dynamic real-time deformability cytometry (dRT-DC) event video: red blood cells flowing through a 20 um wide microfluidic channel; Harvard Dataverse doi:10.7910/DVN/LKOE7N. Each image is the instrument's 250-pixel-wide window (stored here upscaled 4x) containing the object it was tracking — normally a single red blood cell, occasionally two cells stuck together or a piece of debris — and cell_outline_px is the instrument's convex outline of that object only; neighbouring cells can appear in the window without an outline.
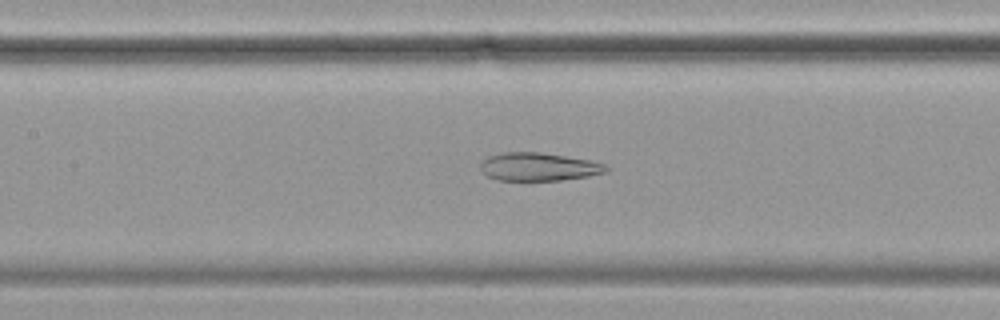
{"species": "common noctule bat (a hibernating species)", "species_latin": "Nyctalus noctula", "temperature_condition": "cold", "stored_images_in_passage": 56, "camera_frame_rate_fps": 3000, "um_per_image_px": 0.085, "animal": {"sex": "female", "body_mass_g": 19.9}, "frame": {"image": 1, "passage_image": 25, "time_ms": 8.0, "image_size_px": [1000, 320], "cell_outline_px": [[608, 168], [604, 172], [588, 176], [560, 180], [500, 180], [488, 176], [480, 168], [480, 164], [488, 156], [500, 152], [540, 152], [592, 160], [604, 164]], "centroid_in_image_um": [45.77, 14.16], "position_along_channel_um": 161.6, "area_um2": 20.46}}
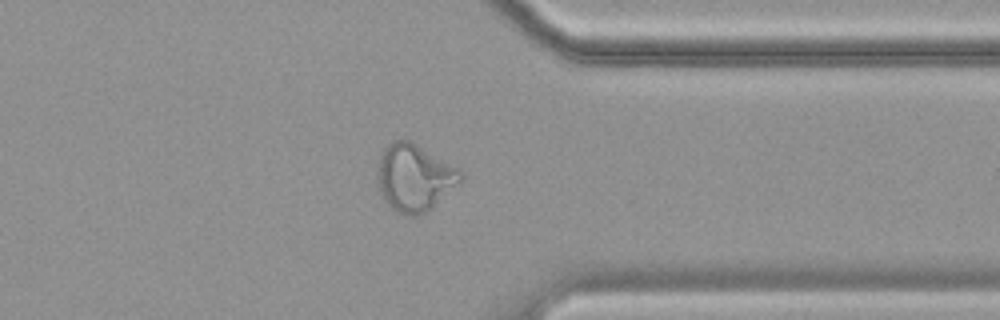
{"frame": {"image": 2, "passage_image": 44, "time_ms": 14.333, "image_size_px": [1000, 320], "cell_outline_px": [[464, 176], [432, 208], [424, 212], [412, 216], [408, 216], [396, 212], [388, 204], [380, 192], [376, 176], [376, 168], [380, 156], [384, 148], [388, 144], [396, 140], [412, 140], [460, 168]], "centroid_in_image_um": [35.2, 15.06], "position_along_channel_um": 376.2, "area_um2": 32.6}}
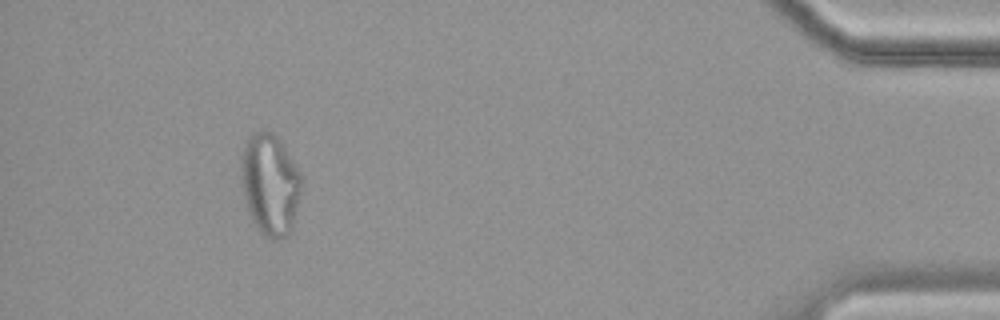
{"frame": {"image": 3, "passage_image": 52, "time_ms": 17.0, "image_size_px": [1000, 320], "cell_outline_px": [[300, 192], [292, 228], [288, 236], [280, 240], [272, 240], [264, 236], [256, 228], [248, 212], [244, 196], [240, 168], [240, 160], [248, 136], [252, 132], [272, 132], [280, 140], [300, 172]], "centroid_in_image_um": [22.93, 15.71], "position_along_channel_um": 412.3, "area_um2": 35.6}, "authors_computed_cell_mechanics": {"area_um2": 29.2468, "velocity_mm_per_s": 3.4728, "shape_relaxation_time_tau1_ms": null, "shape_relaxation_time_tau2_ms": 1.8471, "deformation_change_tau1": null, "deformation_change_tau2": 0.0932}}